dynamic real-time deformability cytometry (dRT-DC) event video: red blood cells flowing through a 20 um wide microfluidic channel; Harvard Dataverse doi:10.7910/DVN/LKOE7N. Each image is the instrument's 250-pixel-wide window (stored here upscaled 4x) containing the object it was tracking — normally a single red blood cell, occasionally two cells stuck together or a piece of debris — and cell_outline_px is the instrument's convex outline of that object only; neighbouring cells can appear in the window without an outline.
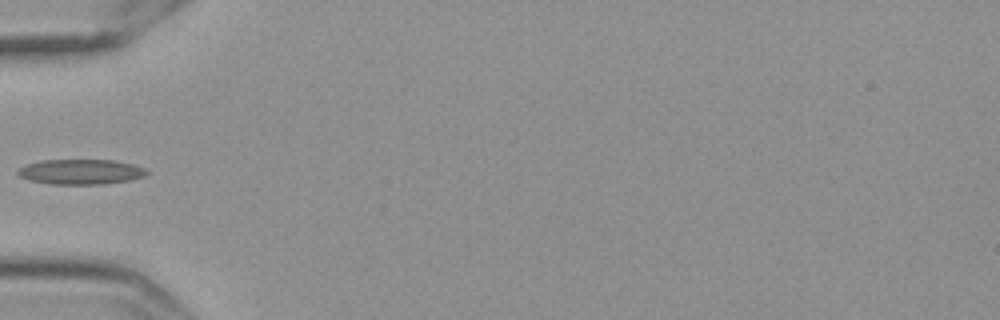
{"species": "Egyptian fruit bat (a non-hibernating species)", "species_latin": "Rousettus aegyptiacus", "temperature_condition": "cold", "stored_images_in_passage": 41, "camera_frame_rate_fps": 3000, "um_per_image_px": 0.085, "frame": {"image": 1, "passage_image": 3, "time_ms": 0.667, "image_size_px": [1000, 320], "cell_outline_px": [[148, 172], [144, 176], [132, 180], [104, 184], [48, 184], [28, 180], [20, 176], [16, 172], [24, 164], [40, 160], [116, 160], [132, 164], [144, 168]], "centroid_in_image_um": [6.84, 14.6], "position_along_channel_um": 78.2, "area_um2": 19.02}}
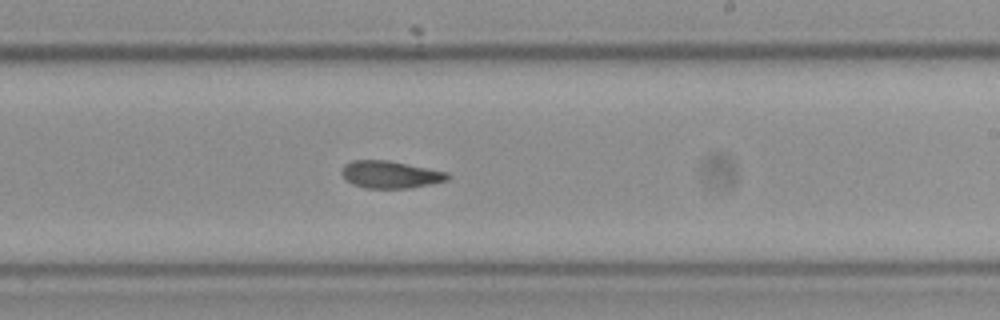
{"frame": {"image": 2, "passage_image": 18, "time_ms": 5.667, "image_size_px": [1000, 320], "cell_outline_px": [[452, 176], [448, 180], [432, 184], [412, 188], [364, 188], [352, 184], [344, 180], [340, 172], [340, 168], [344, 164], [352, 160], [388, 160], [448, 172]], "centroid_in_image_um": [33.15, 14.84], "position_along_channel_um": 255.8, "area_um2": 17.22}}
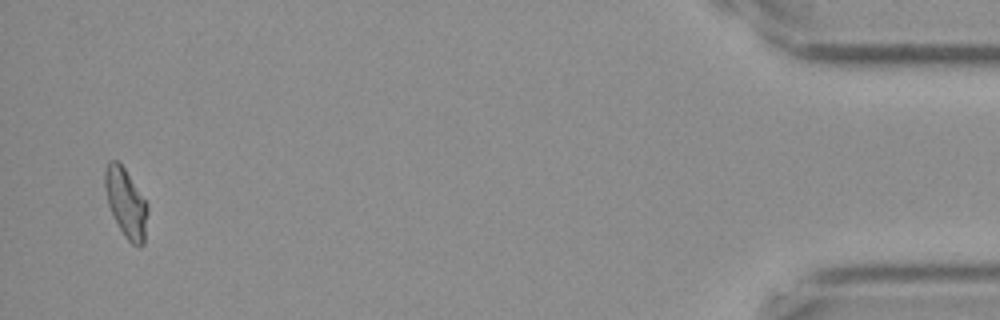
{"frame": {"image": 3, "passage_image": 39, "time_ms": 12.667, "image_size_px": [1000, 320], "cell_outline_px": [[148, 212], [144, 244], [140, 248], [132, 244], [124, 236], [108, 204], [104, 188], [104, 172], [108, 164], [112, 160], [116, 160], [124, 168], [148, 204]], "centroid_in_image_um": [10.72, 17.28], "position_along_channel_um": 424.5, "area_um2": 16.99}, "authors_computed_cell_mechanics": {"area_um2": 16.9932, "velocity_mm_per_s": 3.5379, "shape_relaxation_time_tau1_ms": null, "shape_relaxation_time_tau2_ms": 4.929, "deformation_change_tau1": null, "deformation_change_tau2": 0.111}}